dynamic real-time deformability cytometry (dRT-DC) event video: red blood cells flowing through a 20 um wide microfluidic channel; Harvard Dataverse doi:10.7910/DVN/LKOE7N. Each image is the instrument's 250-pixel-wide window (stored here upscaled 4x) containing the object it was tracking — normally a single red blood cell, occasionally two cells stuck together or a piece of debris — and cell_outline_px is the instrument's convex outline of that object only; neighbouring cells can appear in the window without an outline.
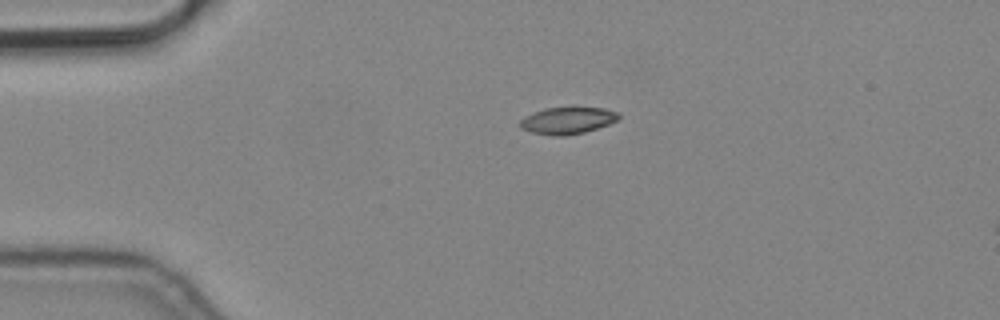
{"species": "common noctule bat (a hibernating species)", "species_latin": "Nyctalus noctula", "temperature_condition": "cold", "stored_images_in_passage": 5, "camera_frame_rate_fps": 3000, "um_per_image_px": 0.085, "animal": {"sex": "male", "body_mass_g": 19.2, "forearm_length_mm": 51.8}, "frame": {"image": 1, "passage_image": 5, "time_ms": 1.333, "image_size_px": [1000, 320], "cell_outline_px": [[620, 116], [616, 120], [608, 124], [584, 132], [564, 136], [552, 136], [532, 132], [520, 128], [520, 120], [524, 116], [532, 112], [544, 108], [576, 104], [604, 108], [620, 112]], "centroid_in_image_um": [48.24, 10.18], "position_along_channel_um": 36.8, "area_um2": 16.24}}